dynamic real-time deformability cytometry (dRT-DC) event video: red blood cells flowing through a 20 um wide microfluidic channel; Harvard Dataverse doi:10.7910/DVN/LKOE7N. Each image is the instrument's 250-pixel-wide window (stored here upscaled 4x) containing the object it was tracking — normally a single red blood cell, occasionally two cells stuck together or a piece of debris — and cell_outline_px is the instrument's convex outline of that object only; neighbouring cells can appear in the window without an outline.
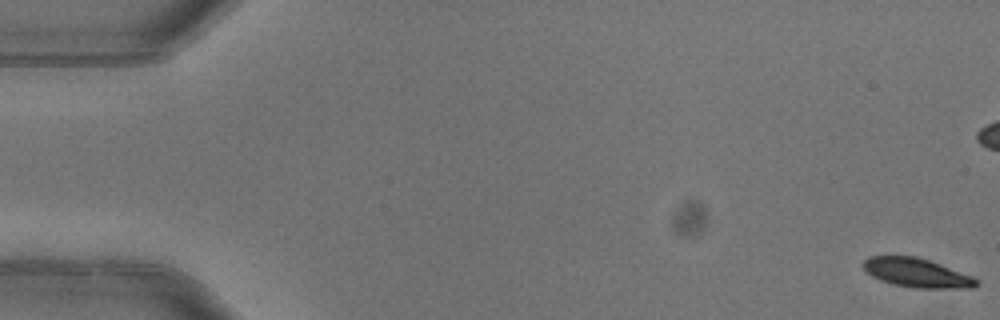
{"species": "common noctule bat (a hibernating species)", "species_latin": "Nyctalus noctula", "temperature_condition": "warm", "stored_images_in_passage": 6, "camera_frame_rate_fps": 3000, "um_per_image_px": 0.085, "animal": {"sex": "female"}, "frame": {"image": 1, "passage_image": 1, "time_ms": 0.0, "image_size_px": [1000, 320], "cell_outline_px": [[980, 284], [972, 288], [912, 288], [892, 284], [880, 280], [872, 276], [860, 264], [868, 256], [916, 256], [940, 264], [972, 276], [980, 280]], "centroid_in_image_um": [77.93, 23.2], "position_along_channel_um": 7.1, "area_um2": 19.25}}